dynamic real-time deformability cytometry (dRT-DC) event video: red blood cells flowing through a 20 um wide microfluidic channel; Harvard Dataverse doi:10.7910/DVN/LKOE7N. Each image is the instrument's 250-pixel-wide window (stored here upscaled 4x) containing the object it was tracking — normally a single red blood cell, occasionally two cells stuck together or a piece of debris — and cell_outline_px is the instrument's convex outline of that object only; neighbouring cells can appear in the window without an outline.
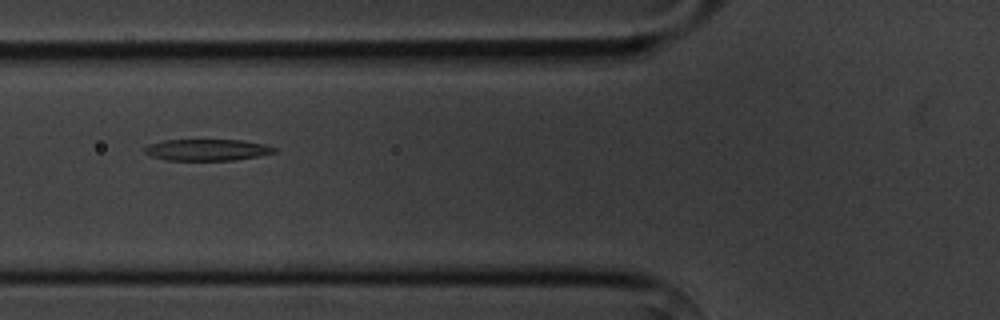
{"species": "common noctule bat (a hibernating species)", "species_latin": "Nyctalus noctula", "temperature_condition": "cold", "stored_images_in_passage": 8, "camera_frame_rate_fps": 3000, "um_per_image_px": 0.085, "animal": {"sex": "male", "body_mass_g": 20.1, "forearm_length_mm": 53.5}, "frame": {"image": 1, "passage_image": 6, "time_ms": 6.0, "image_size_px": [1000, 320], "cell_outline_px": [[276, 152], [260, 156], [232, 160], [168, 160], [152, 156], [144, 152], [144, 148], [148, 144], [164, 140], [240, 140], [264, 144], [276, 148]], "centroid_in_image_um": [17.6, 12.73], "position_along_channel_um": 108.2, "area_um2": 16.13}}
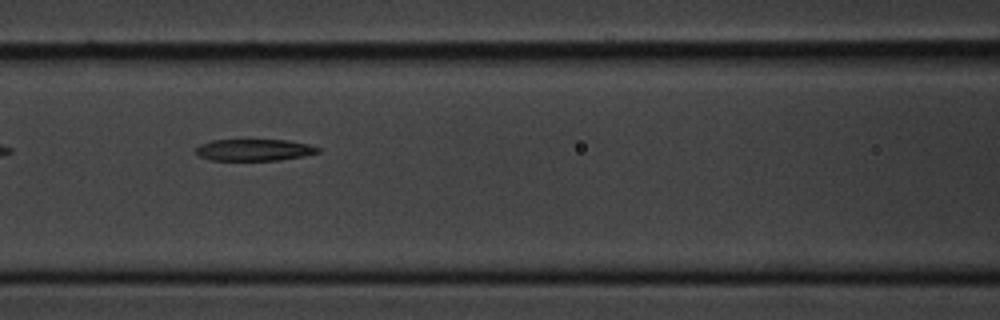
{"frame": {"image": 2, "passage_image": 7, "time_ms": 7.0, "image_size_px": [1000, 320], "cell_outline_px": [[320, 152], [304, 156], [280, 160], [208, 160], [196, 156], [196, 148], [200, 144], [212, 140], [288, 140], [308, 144], [320, 148]], "centroid_in_image_um": [21.58, 12.75], "position_along_channel_um": 145.0, "area_um2": 15.55}}
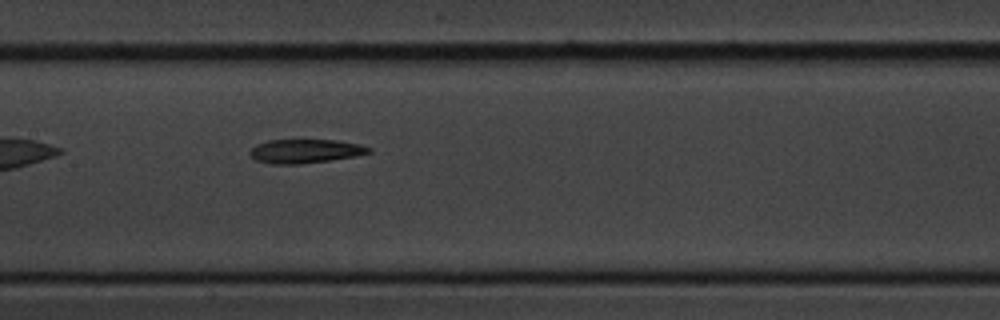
{"frame": {"image": 3, "passage_image": 8, "time_ms": 8.0, "image_size_px": [1000, 320], "cell_outline_px": [[372, 152], [356, 156], [300, 164], [272, 164], [256, 160], [248, 152], [256, 144], [268, 140], [336, 140], [360, 144], [372, 148]], "centroid_in_image_um": [25.95, 12.84], "position_along_channel_um": 181.4, "area_um2": 16.53}}